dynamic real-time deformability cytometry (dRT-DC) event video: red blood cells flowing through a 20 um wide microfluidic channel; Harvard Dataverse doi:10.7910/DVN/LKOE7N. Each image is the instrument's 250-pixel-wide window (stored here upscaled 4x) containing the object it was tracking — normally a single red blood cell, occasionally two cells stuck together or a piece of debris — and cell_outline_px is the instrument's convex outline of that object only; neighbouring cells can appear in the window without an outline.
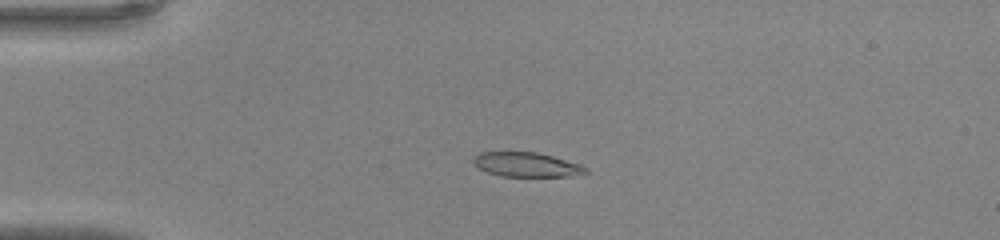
{"species": "common noctule bat (a hibernating species)", "species_latin": "Nyctalus noctula", "temperature_condition": "warm", "stored_images_in_passage": 39, "camera_frame_rate_fps": 3000, "um_per_image_px": 0.085, "animal": {"sex": "male", "body_mass_g": 20.0, "forearm_length_mm": 53.3}, "frame": {"image": 1, "passage_image": 4, "time_ms": 1.0, "image_size_px": [1000, 240], "cell_outline_px": [[588, 172], [568, 176], [500, 176], [488, 172], [480, 168], [472, 160], [472, 156], [480, 152], [536, 152], [552, 156], [580, 164], [588, 168]], "centroid_in_image_um": [44.74, 13.98], "position_along_channel_um": 40.3, "area_um2": 15.84}}
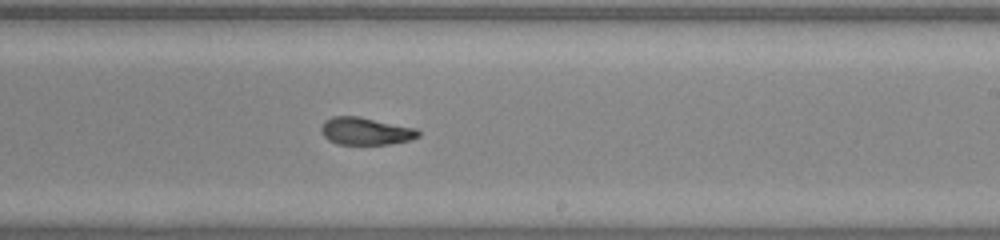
{"frame": {"image": 2, "passage_image": 21, "time_ms": 6.667, "image_size_px": [1000, 240], "cell_outline_px": [[420, 136], [412, 140], [388, 144], [336, 144], [328, 140], [320, 132], [320, 128], [324, 120], [332, 116], [360, 116], [416, 128], [420, 132]], "centroid_in_image_um": [31.07, 11.14], "position_along_channel_um": 257.9, "area_um2": 15.78}}
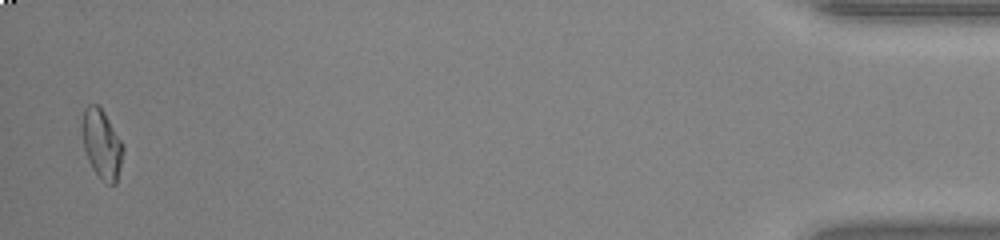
{"frame": {"image": 3, "passage_image": 38, "time_ms": 12.333, "image_size_px": [1000, 240], "cell_outline_px": [[124, 148], [116, 184], [104, 184], [92, 168], [88, 160], [84, 148], [80, 128], [84, 108], [88, 104], [96, 104], [104, 112], [124, 144]], "centroid_in_image_um": [8.63, 12.24], "position_along_channel_um": 426.6, "area_um2": 16.76}}